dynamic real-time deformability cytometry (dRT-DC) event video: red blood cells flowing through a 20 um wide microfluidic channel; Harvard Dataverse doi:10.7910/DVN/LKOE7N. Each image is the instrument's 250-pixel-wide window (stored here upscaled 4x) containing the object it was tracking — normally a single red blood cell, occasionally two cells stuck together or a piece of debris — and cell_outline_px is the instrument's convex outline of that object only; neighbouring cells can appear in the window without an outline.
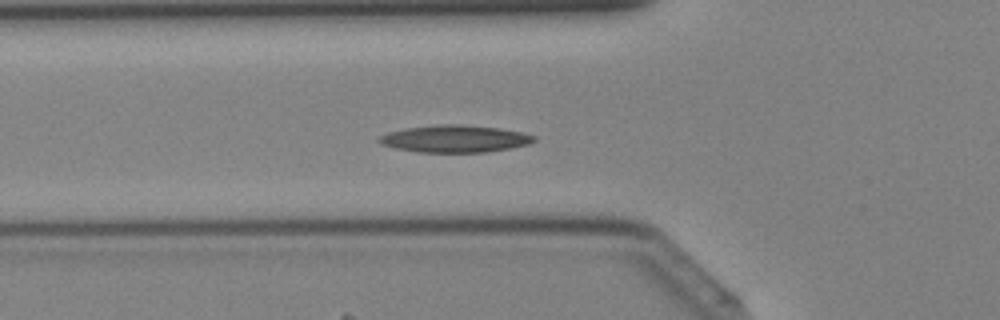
{"species": "Egyptian fruit bat (a non-hibernating species)", "species_latin": "Rousettus aegyptiacus", "temperature_condition": "cold", "stored_images_in_passage": 42, "camera_frame_rate_fps": 3000, "um_per_image_px": 0.085, "animal": {"sex": "female"}, "frame": {"image": 1, "passage_image": 14, "time_ms": 4.333, "image_size_px": [1000, 320], "cell_outline_px": [[536, 140], [528, 144], [512, 148], [488, 152], [420, 152], [396, 148], [380, 144], [376, 140], [380, 136], [388, 132], [404, 128], [440, 124], [460, 124], [500, 128], [520, 132], [536, 136]], "centroid_in_image_um": [38.66, 11.79], "position_along_channel_um": 87.1, "area_um2": 24.62}}
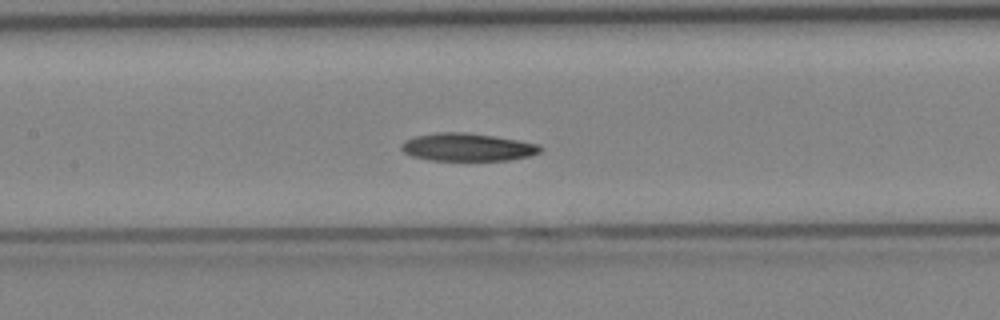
{"frame": {"image": 2, "passage_image": 19, "time_ms": 6.0, "image_size_px": [1000, 320], "cell_outline_px": [[544, 148], [540, 152], [528, 156], [508, 160], [428, 160], [412, 156], [404, 152], [400, 148], [400, 144], [404, 140], [412, 136], [436, 132], [468, 132], [540, 144]], "centroid_in_image_um": [39.68, 12.5], "position_along_channel_um": 167.7, "area_um2": 22.66}}
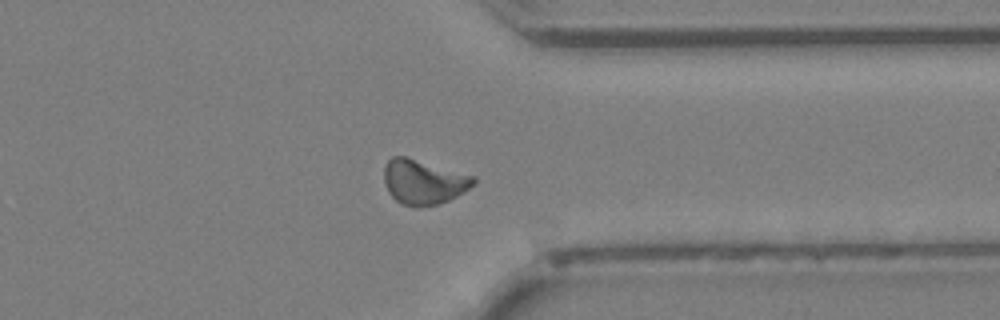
{"frame": {"image": 3, "passage_image": 32, "time_ms": 10.333, "image_size_px": [1000, 320], "cell_outline_px": [[476, 184], [456, 196], [448, 200], [436, 204], [420, 208], [416, 208], [400, 204], [388, 192], [384, 184], [384, 168], [388, 160], [392, 156], [404, 156], [476, 176]], "centroid_in_image_um": [35.99, 15.48], "position_along_channel_um": 375.4, "area_um2": 23.47}}